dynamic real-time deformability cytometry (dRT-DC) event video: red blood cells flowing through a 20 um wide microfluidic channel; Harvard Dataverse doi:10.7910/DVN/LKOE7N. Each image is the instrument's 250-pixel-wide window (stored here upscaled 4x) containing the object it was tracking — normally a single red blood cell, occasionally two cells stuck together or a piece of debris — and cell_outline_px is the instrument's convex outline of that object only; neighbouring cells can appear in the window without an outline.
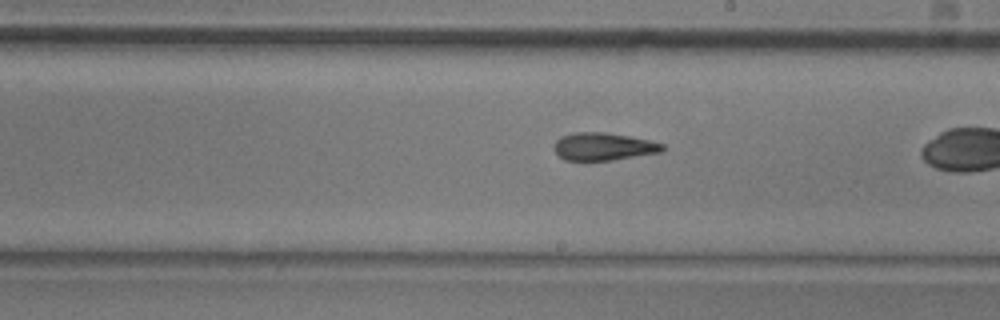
{"species": "common noctule bat (a hibernating species)", "species_latin": "Nyctalus noctula", "temperature_condition": "room temperature", "stored_images_in_passage": 38, "camera_frame_rate_fps": 3000, "um_per_image_px": 0.085, "animal": {"sex": "male", "body_mass_g": 20.5, "forearm_length_mm": 52.5}, "frame": {"image": 1, "passage_image": 27, "time_ms": 8.667, "image_size_px": [1000, 320], "cell_outline_px": [[664, 148], [660, 152], [612, 160], [564, 160], [556, 152], [556, 140], [560, 136], [572, 132], [604, 132], [652, 140], [664, 144]], "centroid_in_image_um": [51.3, 12.44], "position_along_channel_um": 237.7, "area_um2": 17.34}}